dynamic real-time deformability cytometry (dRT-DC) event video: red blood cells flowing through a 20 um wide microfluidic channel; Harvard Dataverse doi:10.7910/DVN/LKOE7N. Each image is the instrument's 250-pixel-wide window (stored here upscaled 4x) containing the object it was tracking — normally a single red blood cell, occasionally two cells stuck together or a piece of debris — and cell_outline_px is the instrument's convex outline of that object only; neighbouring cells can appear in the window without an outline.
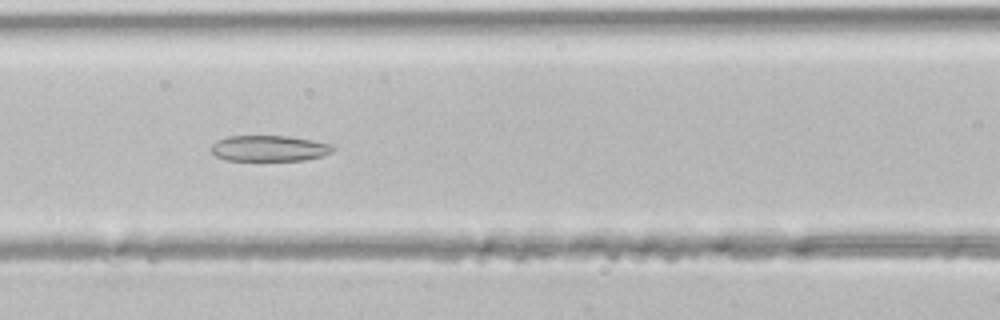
{"species": "common noctule bat (a hibernating species)", "species_latin": "Nyctalus noctula", "temperature_condition": "room temperature", "stored_images_in_passage": 33, "segment_of_instrument_passage": [1, 2], "camera_frame_rate_fps": 3000, "um_per_image_px": 0.085, "animal": {"sex": "male", "body_mass_g": 21.5, "forearm_length_mm": 52.0}, "frame": {"image": 1, "passage_image": 9, "time_ms": 2.667, "image_size_px": [1000, 320], "cell_outline_px": [[336, 148], [332, 152], [324, 156], [304, 160], [224, 160], [216, 156], [208, 148], [216, 140], [228, 136], [288, 136], [312, 140], [332, 144]], "centroid_in_image_um": [22.88, 12.61], "position_along_channel_um": 143.7, "area_um2": 18.55}}
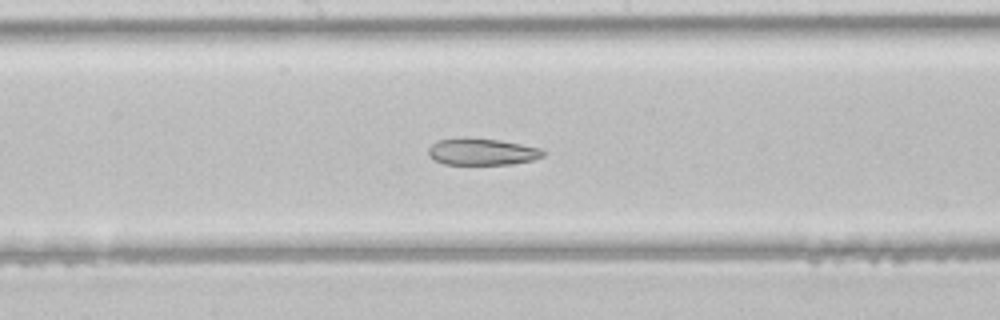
{"frame": {"image": 2, "passage_image": 13, "time_ms": 4.0, "image_size_px": [1000, 320], "cell_outline_px": [[544, 156], [532, 160], [512, 164], [444, 164], [428, 156], [428, 148], [436, 140], [460, 136], [468, 136], [500, 140], [540, 148], [544, 152]], "centroid_in_image_um": [40.91, 12.87], "position_along_channel_um": 207.3, "area_um2": 18.21}}
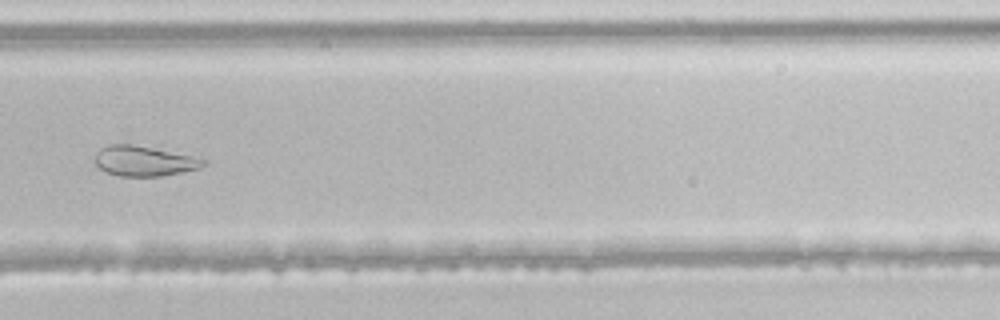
{"frame": {"image": 3, "passage_image": 20, "time_ms": 6.333, "image_size_px": [1000, 320], "cell_outline_px": [[208, 160], [200, 168], [160, 176], [120, 176], [104, 172], [96, 164], [96, 152], [100, 148], [108, 144], [132, 144], [192, 156]], "centroid_in_image_um": [12.21, 13.68], "position_along_channel_um": 317.6, "area_um2": 18.84}}